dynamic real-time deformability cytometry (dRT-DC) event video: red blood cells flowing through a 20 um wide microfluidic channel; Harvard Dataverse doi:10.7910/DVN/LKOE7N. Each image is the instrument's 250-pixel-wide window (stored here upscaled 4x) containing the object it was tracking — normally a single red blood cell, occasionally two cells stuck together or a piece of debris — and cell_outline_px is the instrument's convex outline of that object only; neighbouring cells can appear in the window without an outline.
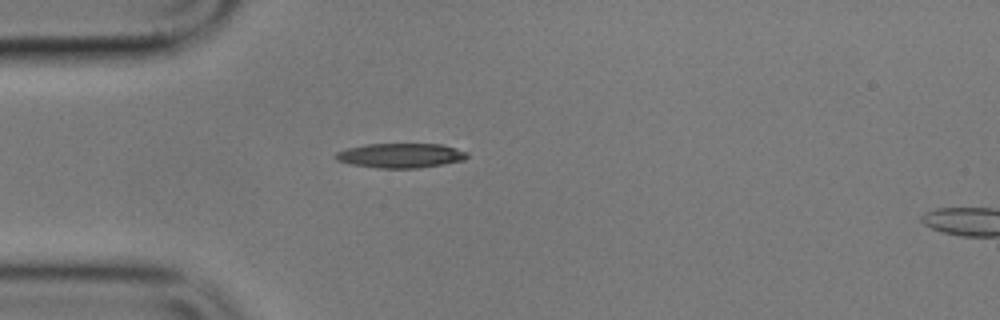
{"species": "common noctule bat (a hibernating species)", "species_latin": "Nyctalus noctula", "temperature_condition": "cold", "stored_images_in_passage": 2, "camera_frame_rate_fps": 3000, "um_per_image_px": 0.085, "animal": {"sex": "male", "body_mass_g": 17.9}, "frame": {"image": 1, "passage_image": 1, "time_ms": 0.0, "image_size_px": [1000, 320], "cell_outline_px": [[468, 156], [464, 160], [444, 164], [420, 168], [376, 168], [352, 164], [336, 160], [336, 152], [348, 148], [364, 144], [440, 144], [456, 148], [468, 152]], "centroid_in_image_um": [34.08, 13.22], "position_along_channel_um": 50.9, "area_um2": 18.84}}